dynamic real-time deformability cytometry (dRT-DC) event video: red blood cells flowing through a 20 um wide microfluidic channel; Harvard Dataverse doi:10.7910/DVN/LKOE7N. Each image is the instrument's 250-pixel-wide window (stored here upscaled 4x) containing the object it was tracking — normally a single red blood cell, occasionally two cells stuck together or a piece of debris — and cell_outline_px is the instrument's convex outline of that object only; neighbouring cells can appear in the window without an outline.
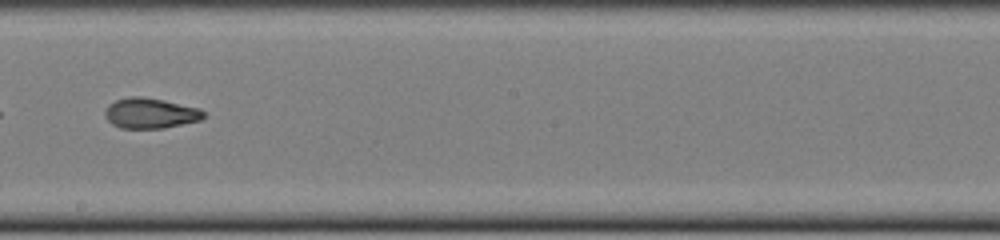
{"species": "common noctule bat (a hibernating species)", "species_latin": "Nyctalus noctula", "temperature_condition": "cold", "stored_images_in_passage": 50, "camera_frame_rate_fps": 3000, "um_per_image_px": 0.085, "animal": {"sex": "female", "body_mass_g": 22.0, "forearm_length_mm": 56.7}, "frame": {"image": 1, "passage_image": 29, "time_ms": 9.333, "image_size_px": [1000, 240], "cell_outline_px": [[204, 116], [200, 120], [164, 128], [120, 128], [112, 124], [108, 120], [104, 112], [108, 104], [116, 100], [128, 96], [144, 96], [164, 100], [200, 108], [204, 112]], "centroid_in_image_um": [12.76, 9.61], "position_along_channel_um": 235.4, "area_um2": 17.51}, "authors_computed_cell_mechanics": {"area_um2": 18.785, "velocity_mm_per_s": 3.9019, "shape_relaxation_time_tau1_ms": null, "shape_relaxation_time_tau2_ms": 2.1059, "deformation_change_tau1": null, "deformation_change_tau2": 0.0817}}